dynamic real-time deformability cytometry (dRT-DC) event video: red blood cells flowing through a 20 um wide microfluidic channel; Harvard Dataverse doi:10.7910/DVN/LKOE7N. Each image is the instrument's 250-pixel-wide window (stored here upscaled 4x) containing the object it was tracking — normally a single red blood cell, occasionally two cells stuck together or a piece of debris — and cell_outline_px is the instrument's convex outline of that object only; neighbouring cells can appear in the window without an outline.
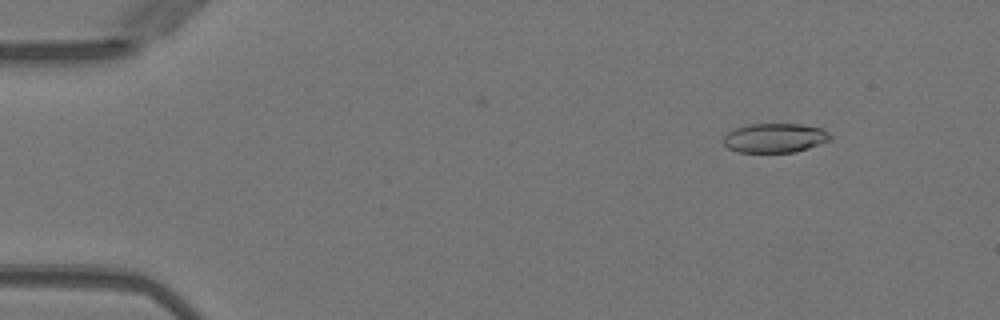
{"species": "Egyptian fruit bat (a non-hibernating species)", "species_latin": "Rousettus aegyptiacus", "temperature_condition": "warm", "stored_images_in_passage": 47, "camera_frame_rate_fps": 3000, "um_per_image_px": 0.085, "animal": {"sex": "female"}, "frame": {"image": 1, "passage_image": 2, "time_ms": 0.333, "image_size_px": [1000, 320], "cell_outline_px": [[832, 136], [828, 140], [820, 144], [796, 152], [736, 152], [728, 148], [724, 144], [724, 136], [732, 128], [748, 124], [800, 124], [820, 128], [828, 132]], "centroid_in_image_um": [65.83, 11.72], "position_along_channel_um": 19.2, "area_um2": 18.26}}
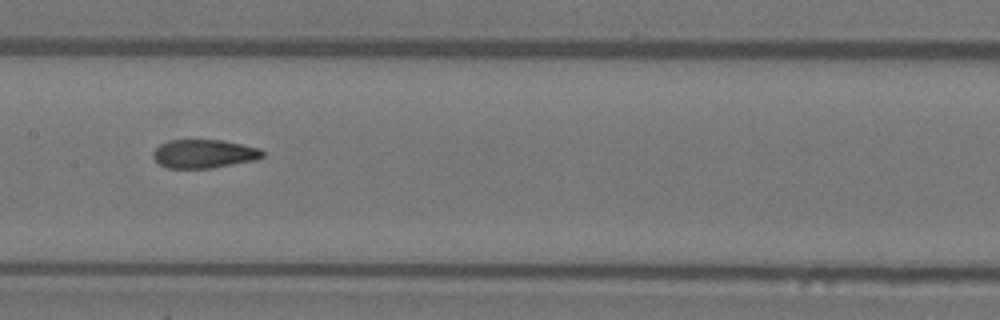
{"frame": {"image": 2, "passage_image": 22, "time_ms": 7.0, "image_size_px": [1000, 320], "cell_outline_px": [[264, 156], [256, 160], [212, 168], [168, 168], [160, 164], [152, 156], [152, 152], [160, 144], [168, 140], [220, 140], [260, 148], [264, 152]], "centroid_in_image_um": [17.34, 13.07], "position_along_channel_um": 190.1, "area_um2": 18.21}}
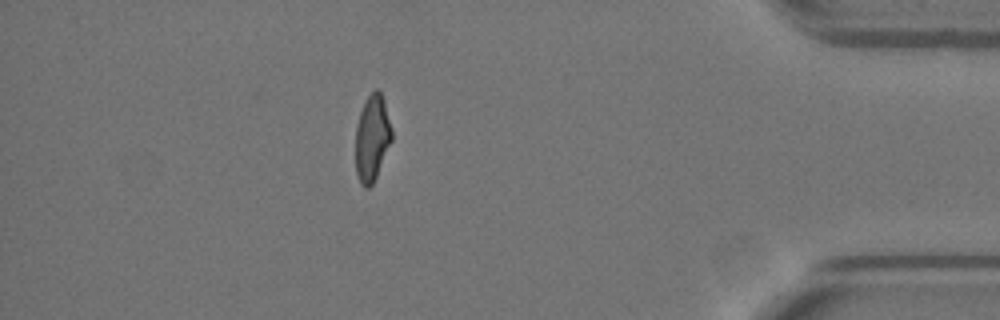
{"frame": {"image": 3, "passage_image": 41, "time_ms": 13.333, "image_size_px": [1000, 320], "cell_outline_px": [[392, 140], [376, 176], [372, 184], [368, 188], [364, 188], [360, 184], [356, 172], [356, 124], [364, 100], [376, 88], [380, 92], [384, 100], [392, 128]], "centroid_in_image_um": [31.62, 11.72], "position_along_channel_um": 403.6, "area_um2": 18.21}, "authors_computed_cell_mechanics": {"area_um2": 18.9006, "velocity_mm_per_s": 4.0252, "shape_relaxation_time_tau1_ms": 5.6609, "shape_relaxation_time_tau2_ms": 1.645, "deformation_change_tau1": 0.2116, "deformation_change_tau2": 0.0922}}